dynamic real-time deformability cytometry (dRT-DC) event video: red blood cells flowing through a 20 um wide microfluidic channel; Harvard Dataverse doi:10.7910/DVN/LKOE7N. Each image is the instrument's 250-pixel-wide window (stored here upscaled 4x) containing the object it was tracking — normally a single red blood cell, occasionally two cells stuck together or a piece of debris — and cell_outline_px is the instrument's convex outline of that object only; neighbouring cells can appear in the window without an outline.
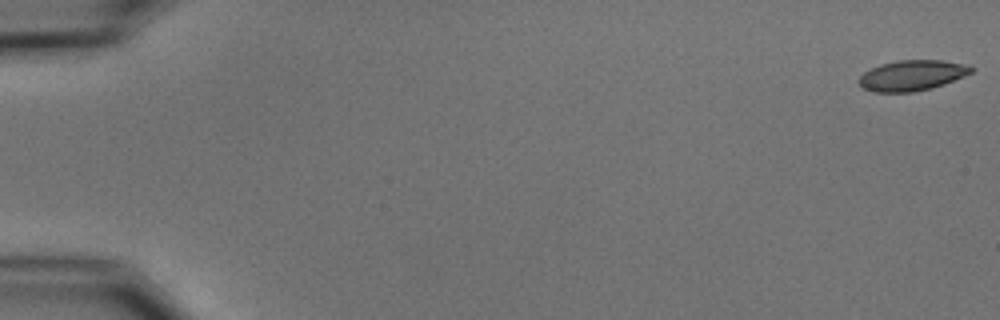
{"species": "common noctule bat (a hibernating species)", "species_latin": "Nyctalus noctula", "temperature_condition": "cold", "stored_images_in_passage": 55, "camera_frame_rate_fps": 3000, "um_per_image_px": 0.085, "animal": {"sex": "male", "body_mass_g": 15.6}, "frame": {"image": 1, "passage_image": 1, "time_ms": 0.0, "image_size_px": [1000, 320], "cell_outline_px": [[976, 68], [972, 72], [964, 76], [944, 84], [932, 88], [912, 92], [872, 92], [864, 88], [856, 80], [864, 72], [880, 64], [896, 60], [944, 60], [972, 64]], "centroid_in_image_um": [77.57, 6.39], "position_along_channel_um": 7.4, "area_um2": 20.29}}
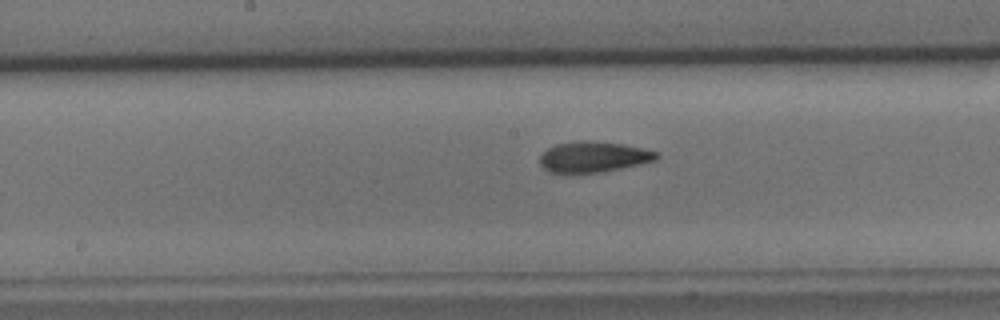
{"frame": {"image": 2, "passage_image": 29, "time_ms": 9.333, "image_size_px": [1000, 320], "cell_outline_px": [[660, 156], [656, 160], [640, 164], [600, 172], [548, 172], [540, 164], [540, 156], [548, 148], [556, 144], [588, 140], [620, 144], [660, 152]], "centroid_in_image_um": [50.46, 13.33], "position_along_channel_um": 197.7, "area_um2": 20.52}}
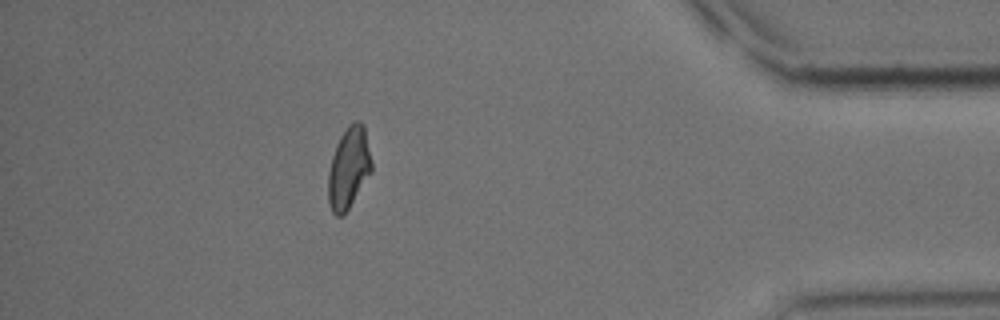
{"frame": {"image": 3, "passage_image": 49, "time_ms": 16.0, "image_size_px": [1000, 320], "cell_outline_px": [[372, 172], [344, 216], [336, 216], [332, 212], [328, 204], [328, 172], [332, 156], [336, 144], [340, 136], [348, 124], [356, 120], [360, 120], [364, 124], [372, 164]], "centroid_in_image_um": [29.64, 14.28], "position_along_channel_um": 405.6, "area_um2": 20.92}, "authors_computed_cell_mechanics": {"area_um2": 20.7502, "velocity_mm_per_s": 3.7168, "shape_relaxation_time_tau1_ms": 5.3809, "shape_relaxation_time_tau2_ms": 2.501, "deformation_change_tau1": 0.1327, "deformation_change_tau2": 0.0766}}